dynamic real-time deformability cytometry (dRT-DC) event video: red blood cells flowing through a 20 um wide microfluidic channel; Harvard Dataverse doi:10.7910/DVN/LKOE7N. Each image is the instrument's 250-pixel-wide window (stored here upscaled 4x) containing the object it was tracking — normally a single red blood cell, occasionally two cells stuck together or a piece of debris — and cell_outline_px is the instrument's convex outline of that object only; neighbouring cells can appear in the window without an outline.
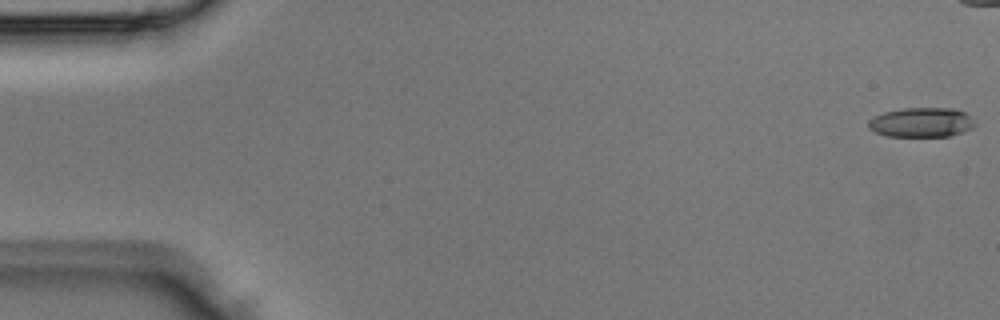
{"species": "Egyptian fruit bat (a non-hibernating species)", "species_latin": "Rousettus aegyptiacus", "temperature_condition": "room temperature", "stored_images_in_passage": 6, "camera_frame_rate_fps": 3000, "um_per_image_px": 0.085, "animal": {"sex": "male"}, "frame": {"image": 1, "passage_image": 1, "time_ms": 0.0, "image_size_px": [1000, 320], "cell_outline_px": [[972, 128], [964, 132], [948, 136], [888, 136], [876, 132], [868, 128], [868, 120], [884, 112], [900, 108], [956, 108], [964, 112], [972, 120]], "centroid_in_image_um": [78.29, 10.39], "position_along_channel_um": 6.7, "area_um2": 18.21}}